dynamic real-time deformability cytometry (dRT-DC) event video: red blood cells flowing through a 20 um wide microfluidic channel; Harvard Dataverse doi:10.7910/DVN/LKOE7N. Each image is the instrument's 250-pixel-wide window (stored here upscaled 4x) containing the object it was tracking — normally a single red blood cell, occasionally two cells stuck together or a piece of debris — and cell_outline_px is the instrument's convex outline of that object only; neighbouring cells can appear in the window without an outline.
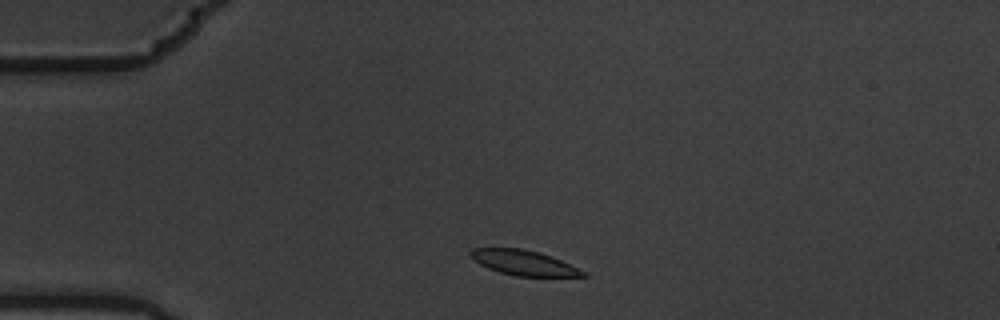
{"species": "common noctule bat (a hibernating species)", "species_latin": "Nyctalus noctula", "temperature_condition": "warm", "stored_images_in_passage": 2, "camera_frame_rate_fps": 3000, "um_per_image_px": 0.085, "animal": {"sex": "male", "body_mass_g": 19.5, "forearm_length_mm": 54.6}, "frame": {"image": 1, "passage_image": 1, "time_ms": 0.0, "image_size_px": [1000, 320], "cell_outline_px": [[588, 276], [516, 276], [500, 272], [488, 268], [480, 264], [468, 252], [472, 248], [524, 248], [540, 252], [552, 256], [588, 272]], "centroid_in_image_um": [44.56, 22.32], "position_along_channel_um": 40.4, "area_um2": 16.42}}